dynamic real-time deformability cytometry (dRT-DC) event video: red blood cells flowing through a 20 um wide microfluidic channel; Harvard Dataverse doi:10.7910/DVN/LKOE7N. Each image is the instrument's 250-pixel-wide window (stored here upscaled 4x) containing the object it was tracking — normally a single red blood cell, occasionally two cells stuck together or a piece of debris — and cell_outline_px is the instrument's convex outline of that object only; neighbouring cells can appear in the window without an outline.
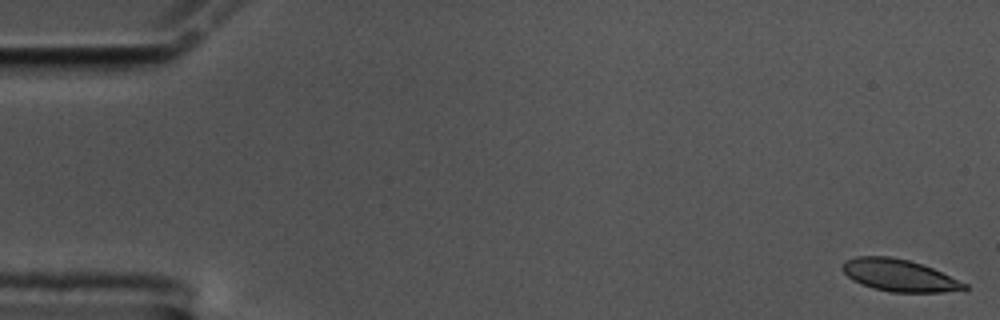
{"species": "common noctule bat (a hibernating species)", "species_latin": "Nyctalus noctula", "temperature_condition": "cold", "stored_images_in_passage": 58, "camera_frame_rate_fps": 3000, "um_per_image_px": 0.085, "animal": {"sex": "male", "body_mass_g": 17.5, "forearm_length_mm": 52.3}, "frame": {"image": 1, "passage_image": 1, "time_ms": 0.0, "image_size_px": [1000, 320], "cell_outline_px": [[968, 288], [964, 292], [892, 292], [872, 288], [860, 284], [852, 280], [840, 268], [840, 264], [844, 260], [856, 256], [888, 256], [908, 260], [932, 268], [968, 284]], "centroid_in_image_um": [76.43, 23.41], "position_along_channel_um": 8.6, "area_um2": 23.06}}
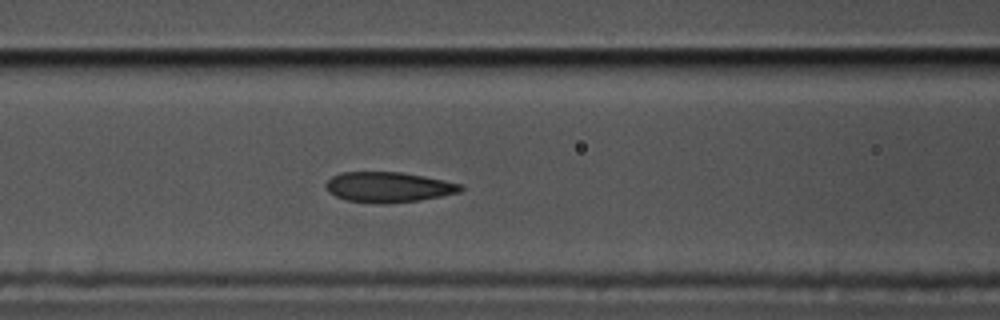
{"frame": {"image": 2, "passage_image": 24, "time_ms": 7.667, "image_size_px": [1000, 320], "cell_outline_px": [[464, 188], [460, 192], [420, 200], [348, 200], [336, 196], [328, 192], [324, 188], [324, 184], [332, 176], [340, 172], [400, 172], [424, 176], [464, 184]], "centroid_in_image_um": [33.03, 15.84], "position_along_channel_um": 133.6, "area_um2": 22.83}}
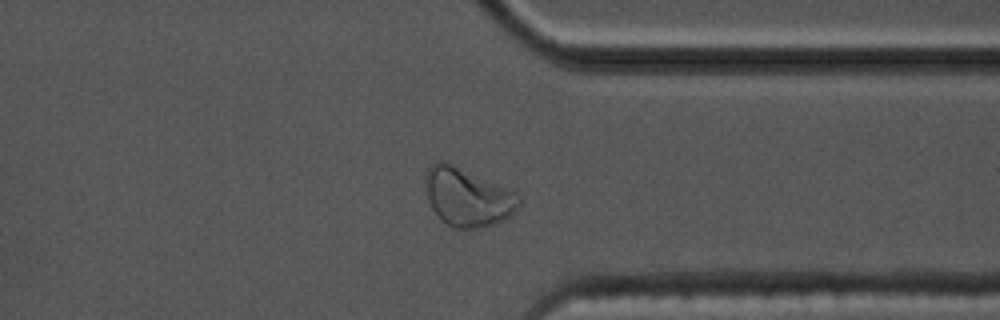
{"frame": {"image": 3, "passage_image": 45, "time_ms": 14.667, "image_size_px": [1000, 320], "cell_outline_px": [[520, 204], [504, 220], [476, 228], [452, 228], [440, 220], [432, 208], [428, 200], [424, 176], [428, 168], [436, 160], [440, 160], [452, 164], [504, 188], [520, 196]], "centroid_in_image_um": [39.66, 16.77], "position_along_channel_um": 371.7, "area_um2": 31.04}, "authors_computed_cell_mechanics": {"area_um2": 24.3049, "velocity_mm_per_s": 3.4373, "shape_relaxation_time_tau1_ms": 8.9174, "shape_relaxation_time_tau2_ms": 1.7328, "deformation_change_tau1": 0.1803, "deformation_change_tau2": 0.0611}}